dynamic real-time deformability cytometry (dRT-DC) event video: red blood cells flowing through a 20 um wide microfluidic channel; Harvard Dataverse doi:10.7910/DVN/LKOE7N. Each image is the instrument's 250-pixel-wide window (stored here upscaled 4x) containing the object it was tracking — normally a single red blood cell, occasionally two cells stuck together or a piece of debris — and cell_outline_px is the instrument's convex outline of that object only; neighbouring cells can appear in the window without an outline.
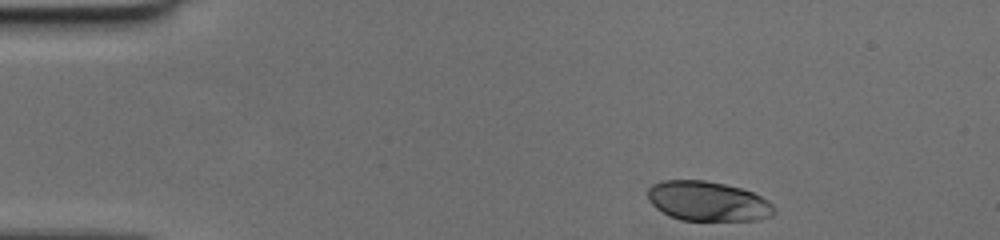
{"species": "human", "species_latin": "Homo sapiens", "temperature_condition": "cold", "stored_images_in_passage": 34, "camera_frame_rate_fps": 3000, "um_per_image_px": 0.085, "donor": {"sex": "female"}, "frame": {"image": 1, "passage_image": 1, "time_ms": 0.0, "image_size_px": [1000, 240], "cell_outline_px": [[776, 212], [772, 216], [760, 220], [680, 220], [668, 216], [656, 208], [648, 200], [648, 188], [652, 184], [664, 180], [704, 180], [724, 184], [740, 188], [752, 192], [768, 200], [776, 208]], "centroid_in_image_um": [60.17, 17.11], "position_along_channel_um": 24.8, "area_um2": 29.42}}
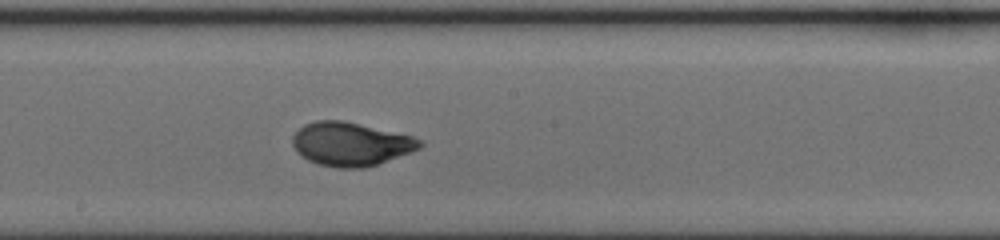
{"frame": {"image": 2, "passage_image": 21, "time_ms": 6.667, "image_size_px": [1000, 240], "cell_outline_px": [[424, 144], [420, 148], [412, 152], [364, 168], [336, 168], [316, 164], [308, 160], [296, 152], [292, 144], [292, 136], [304, 124], [316, 120], [344, 120], [412, 136], [424, 140]], "centroid_in_image_um": [29.8, 12.24], "position_along_channel_um": 218.4, "area_um2": 32.54}}
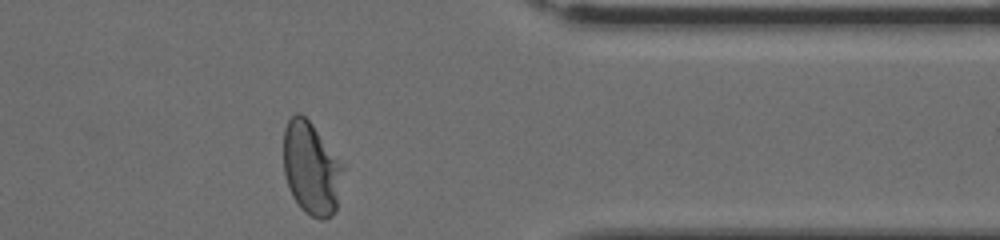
{"frame": {"image": 3, "passage_image": 34, "time_ms": 11.0, "image_size_px": [1000, 240], "cell_outline_px": [[344, 168], [336, 208], [332, 216], [324, 220], [320, 220], [304, 212], [300, 208], [292, 196], [288, 188], [284, 172], [284, 128], [288, 120], [296, 112], [300, 112], [312, 124]], "centroid_in_image_um": [26.43, 14.34], "position_along_channel_um": 385.0, "area_um2": 31.91}}